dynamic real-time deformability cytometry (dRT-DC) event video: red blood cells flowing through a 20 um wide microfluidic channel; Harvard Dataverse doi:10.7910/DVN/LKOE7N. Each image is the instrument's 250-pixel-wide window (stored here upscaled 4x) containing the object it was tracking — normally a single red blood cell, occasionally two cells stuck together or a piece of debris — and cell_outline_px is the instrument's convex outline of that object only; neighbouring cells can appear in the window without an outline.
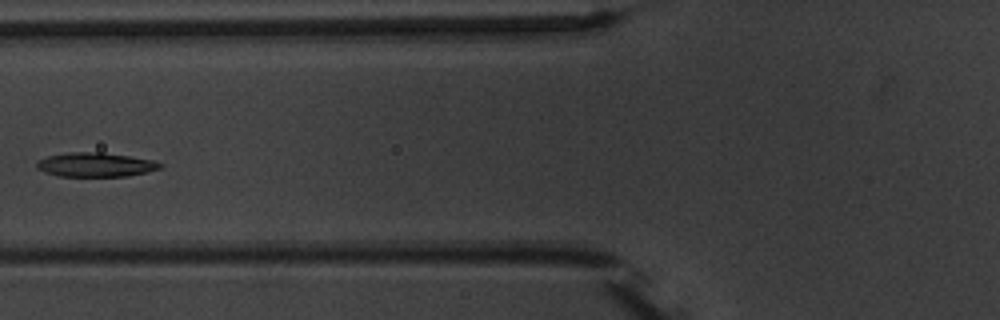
{"species": "common noctule bat (a hibernating species)", "species_latin": "Nyctalus noctula", "temperature_condition": "warm", "stored_images_in_passage": 5, "camera_frame_rate_fps": 3000, "um_per_image_px": 0.085, "animal": {"sex": "male", "body_mass_g": 20.1, "forearm_length_mm": 53.5}, "frame": {"image": 1, "passage_image": 5, "time_ms": 4.667, "image_size_px": [1000, 320], "cell_outline_px": [[164, 164], [160, 168], [148, 172], [128, 176], [60, 176], [44, 172], [36, 168], [36, 164], [40, 160], [48, 156], [68, 152], [104, 152], [152, 160]], "centroid_in_image_um": [8.13, 14.0], "position_along_channel_um": 117.7, "area_um2": 17.34}}